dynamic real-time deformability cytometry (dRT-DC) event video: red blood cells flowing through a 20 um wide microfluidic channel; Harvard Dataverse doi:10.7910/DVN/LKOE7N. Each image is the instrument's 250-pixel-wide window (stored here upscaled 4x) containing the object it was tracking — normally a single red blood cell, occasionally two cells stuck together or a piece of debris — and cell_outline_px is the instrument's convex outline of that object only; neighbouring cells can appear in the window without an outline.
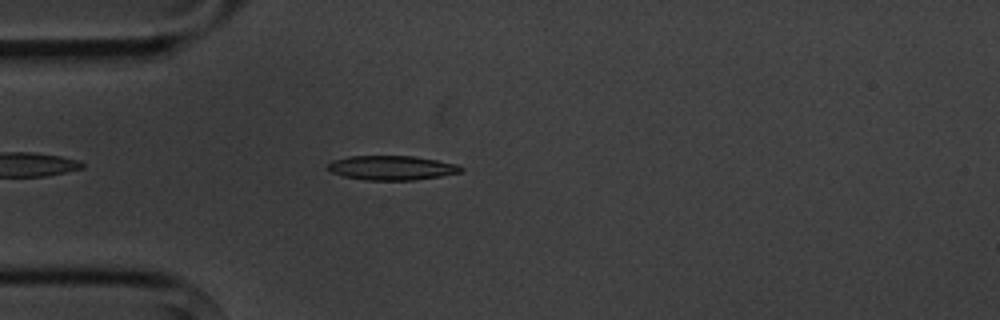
{"species": "common noctule bat (a hibernating species)", "species_latin": "Nyctalus noctula", "temperature_condition": "cold", "stored_images_in_passage": 1, "camera_frame_rate_fps": 3000, "um_per_image_px": 0.085, "animal": {"sex": "male", "body_mass_g": 20.1, "forearm_length_mm": 53.5}, "frame": {"image": 1, "passage_image": 1, "time_ms": 0.0, "image_size_px": [1000, 320], "cell_outline_px": [[464, 168], [460, 172], [440, 176], [412, 180], [364, 180], [344, 176], [332, 172], [328, 168], [328, 164], [332, 160], [348, 156], [412, 156], [436, 160], [456, 164]], "centroid_in_image_um": [33.27, 14.26], "position_along_channel_um": 51.7, "area_um2": 18.73}}